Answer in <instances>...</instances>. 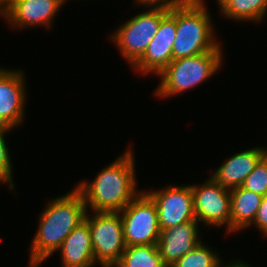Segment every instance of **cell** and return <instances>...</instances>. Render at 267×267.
I'll list each match as a JSON object with an SVG mask.
<instances>
[{
    "instance_id": "6da1fadb",
    "label": "cell",
    "mask_w": 267,
    "mask_h": 267,
    "mask_svg": "<svg viewBox=\"0 0 267 267\" xmlns=\"http://www.w3.org/2000/svg\"><path fill=\"white\" fill-rule=\"evenodd\" d=\"M86 212L84 198L76 188L49 202L31 244L29 267L39 266L59 250L71 231L84 221Z\"/></svg>"
},
{
    "instance_id": "7a4b0ae2",
    "label": "cell",
    "mask_w": 267,
    "mask_h": 267,
    "mask_svg": "<svg viewBox=\"0 0 267 267\" xmlns=\"http://www.w3.org/2000/svg\"><path fill=\"white\" fill-rule=\"evenodd\" d=\"M133 157L128 149L99 172L92 183L79 182L75 188L82 194L86 210L90 207L93 212H120L139 194Z\"/></svg>"
},
{
    "instance_id": "3957f363",
    "label": "cell",
    "mask_w": 267,
    "mask_h": 267,
    "mask_svg": "<svg viewBox=\"0 0 267 267\" xmlns=\"http://www.w3.org/2000/svg\"><path fill=\"white\" fill-rule=\"evenodd\" d=\"M203 0H181L176 5V37L172 47L173 60L215 50L209 12Z\"/></svg>"
},
{
    "instance_id": "277c9868",
    "label": "cell",
    "mask_w": 267,
    "mask_h": 267,
    "mask_svg": "<svg viewBox=\"0 0 267 267\" xmlns=\"http://www.w3.org/2000/svg\"><path fill=\"white\" fill-rule=\"evenodd\" d=\"M222 49L172 60L158 75L162 78L156 96L171 97L212 77L221 67Z\"/></svg>"
},
{
    "instance_id": "5b68a950",
    "label": "cell",
    "mask_w": 267,
    "mask_h": 267,
    "mask_svg": "<svg viewBox=\"0 0 267 267\" xmlns=\"http://www.w3.org/2000/svg\"><path fill=\"white\" fill-rule=\"evenodd\" d=\"M85 220L91 233L92 250L96 263L114 267L126 248L120 212H95Z\"/></svg>"
},
{
    "instance_id": "8992f818",
    "label": "cell",
    "mask_w": 267,
    "mask_h": 267,
    "mask_svg": "<svg viewBox=\"0 0 267 267\" xmlns=\"http://www.w3.org/2000/svg\"><path fill=\"white\" fill-rule=\"evenodd\" d=\"M126 246L157 245L160 227L155 202L140 192L122 211H120Z\"/></svg>"
},
{
    "instance_id": "52a82bcc",
    "label": "cell",
    "mask_w": 267,
    "mask_h": 267,
    "mask_svg": "<svg viewBox=\"0 0 267 267\" xmlns=\"http://www.w3.org/2000/svg\"><path fill=\"white\" fill-rule=\"evenodd\" d=\"M169 11L150 9L134 16L121 25L112 35L121 54L133 66L145 53L157 33L161 19Z\"/></svg>"
},
{
    "instance_id": "ba28073f",
    "label": "cell",
    "mask_w": 267,
    "mask_h": 267,
    "mask_svg": "<svg viewBox=\"0 0 267 267\" xmlns=\"http://www.w3.org/2000/svg\"><path fill=\"white\" fill-rule=\"evenodd\" d=\"M190 186L196 220L218 227L227 224V233L230 232V190L221 187L212 178L202 185Z\"/></svg>"
},
{
    "instance_id": "9c48e42d",
    "label": "cell",
    "mask_w": 267,
    "mask_h": 267,
    "mask_svg": "<svg viewBox=\"0 0 267 267\" xmlns=\"http://www.w3.org/2000/svg\"><path fill=\"white\" fill-rule=\"evenodd\" d=\"M156 204L160 230L196 220L191 186L146 192Z\"/></svg>"
},
{
    "instance_id": "30bf717a",
    "label": "cell",
    "mask_w": 267,
    "mask_h": 267,
    "mask_svg": "<svg viewBox=\"0 0 267 267\" xmlns=\"http://www.w3.org/2000/svg\"><path fill=\"white\" fill-rule=\"evenodd\" d=\"M176 6L161 19L157 33L149 43L143 56L133 65L143 74L162 72L172 58V47L176 37Z\"/></svg>"
},
{
    "instance_id": "8fae6325",
    "label": "cell",
    "mask_w": 267,
    "mask_h": 267,
    "mask_svg": "<svg viewBox=\"0 0 267 267\" xmlns=\"http://www.w3.org/2000/svg\"><path fill=\"white\" fill-rule=\"evenodd\" d=\"M0 68V124L14 128L24 119V74Z\"/></svg>"
},
{
    "instance_id": "7c38bea8",
    "label": "cell",
    "mask_w": 267,
    "mask_h": 267,
    "mask_svg": "<svg viewBox=\"0 0 267 267\" xmlns=\"http://www.w3.org/2000/svg\"><path fill=\"white\" fill-rule=\"evenodd\" d=\"M198 223L197 220H193L182 225L161 229L157 246L162 262L167 267H171L178 259L202 242L198 239Z\"/></svg>"
},
{
    "instance_id": "4fadbf2b",
    "label": "cell",
    "mask_w": 267,
    "mask_h": 267,
    "mask_svg": "<svg viewBox=\"0 0 267 267\" xmlns=\"http://www.w3.org/2000/svg\"><path fill=\"white\" fill-rule=\"evenodd\" d=\"M66 0H13L10 8L2 15L10 25L19 27H31L47 25L49 28L53 17L59 11ZM6 16V17H5Z\"/></svg>"
},
{
    "instance_id": "5bb4252c",
    "label": "cell",
    "mask_w": 267,
    "mask_h": 267,
    "mask_svg": "<svg viewBox=\"0 0 267 267\" xmlns=\"http://www.w3.org/2000/svg\"><path fill=\"white\" fill-rule=\"evenodd\" d=\"M267 148H252L241 151L223 163L211 178L226 189L240 187L258 162L267 154Z\"/></svg>"
},
{
    "instance_id": "9a60e30c",
    "label": "cell",
    "mask_w": 267,
    "mask_h": 267,
    "mask_svg": "<svg viewBox=\"0 0 267 267\" xmlns=\"http://www.w3.org/2000/svg\"><path fill=\"white\" fill-rule=\"evenodd\" d=\"M59 250L63 260L61 267H94L91 233L85 219L71 231Z\"/></svg>"
},
{
    "instance_id": "2e32d148",
    "label": "cell",
    "mask_w": 267,
    "mask_h": 267,
    "mask_svg": "<svg viewBox=\"0 0 267 267\" xmlns=\"http://www.w3.org/2000/svg\"><path fill=\"white\" fill-rule=\"evenodd\" d=\"M262 198V195L241 186L230 190V232L252 224Z\"/></svg>"
},
{
    "instance_id": "e0dca14e",
    "label": "cell",
    "mask_w": 267,
    "mask_h": 267,
    "mask_svg": "<svg viewBox=\"0 0 267 267\" xmlns=\"http://www.w3.org/2000/svg\"><path fill=\"white\" fill-rule=\"evenodd\" d=\"M227 18L238 21H261L267 11V0H217Z\"/></svg>"
},
{
    "instance_id": "ac0fdd59",
    "label": "cell",
    "mask_w": 267,
    "mask_h": 267,
    "mask_svg": "<svg viewBox=\"0 0 267 267\" xmlns=\"http://www.w3.org/2000/svg\"><path fill=\"white\" fill-rule=\"evenodd\" d=\"M115 267H167L157 245L126 246Z\"/></svg>"
},
{
    "instance_id": "d6986e66",
    "label": "cell",
    "mask_w": 267,
    "mask_h": 267,
    "mask_svg": "<svg viewBox=\"0 0 267 267\" xmlns=\"http://www.w3.org/2000/svg\"><path fill=\"white\" fill-rule=\"evenodd\" d=\"M219 256L202 242L193 250L178 259L171 267H216Z\"/></svg>"
},
{
    "instance_id": "ffe728a7",
    "label": "cell",
    "mask_w": 267,
    "mask_h": 267,
    "mask_svg": "<svg viewBox=\"0 0 267 267\" xmlns=\"http://www.w3.org/2000/svg\"><path fill=\"white\" fill-rule=\"evenodd\" d=\"M241 187L262 196L267 194V154L258 162L255 169L246 177Z\"/></svg>"
},
{
    "instance_id": "44dd1931",
    "label": "cell",
    "mask_w": 267,
    "mask_h": 267,
    "mask_svg": "<svg viewBox=\"0 0 267 267\" xmlns=\"http://www.w3.org/2000/svg\"><path fill=\"white\" fill-rule=\"evenodd\" d=\"M12 128L0 124V181L2 183H8L10 189L14 188L12 180V165L10 163V155L8 152L7 143L4 139V135L7 131L10 132Z\"/></svg>"
},
{
    "instance_id": "7402d4cb",
    "label": "cell",
    "mask_w": 267,
    "mask_h": 267,
    "mask_svg": "<svg viewBox=\"0 0 267 267\" xmlns=\"http://www.w3.org/2000/svg\"><path fill=\"white\" fill-rule=\"evenodd\" d=\"M252 223L267 237V194L263 196L256 217Z\"/></svg>"
},
{
    "instance_id": "603a6c76",
    "label": "cell",
    "mask_w": 267,
    "mask_h": 267,
    "mask_svg": "<svg viewBox=\"0 0 267 267\" xmlns=\"http://www.w3.org/2000/svg\"><path fill=\"white\" fill-rule=\"evenodd\" d=\"M181 0H136L137 4H145L151 9H161L169 11L171 8L176 6ZM156 5V6H155Z\"/></svg>"
},
{
    "instance_id": "cb8c5ba5",
    "label": "cell",
    "mask_w": 267,
    "mask_h": 267,
    "mask_svg": "<svg viewBox=\"0 0 267 267\" xmlns=\"http://www.w3.org/2000/svg\"><path fill=\"white\" fill-rule=\"evenodd\" d=\"M216 267H250V266H248L246 263L241 262L239 260L234 261L233 263L222 265L221 260H219Z\"/></svg>"
},
{
    "instance_id": "d4e9b609",
    "label": "cell",
    "mask_w": 267,
    "mask_h": 267,
    "mask_svg": "<svg viewBox=\"0 0 267 267\" xmlns=\"http://www.w3.org/2000/svg\"><path fill=\"white\" fill-rule=\"evenodd\" d=\"M13 0H0V15H3L11 6Z\"/></svg>"
}]
</instances>
